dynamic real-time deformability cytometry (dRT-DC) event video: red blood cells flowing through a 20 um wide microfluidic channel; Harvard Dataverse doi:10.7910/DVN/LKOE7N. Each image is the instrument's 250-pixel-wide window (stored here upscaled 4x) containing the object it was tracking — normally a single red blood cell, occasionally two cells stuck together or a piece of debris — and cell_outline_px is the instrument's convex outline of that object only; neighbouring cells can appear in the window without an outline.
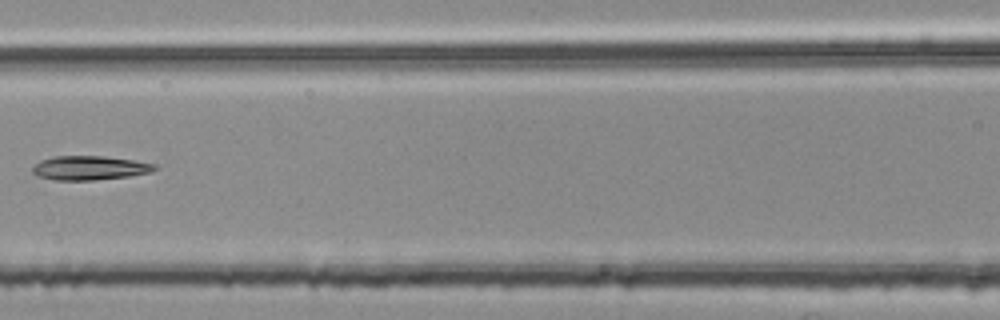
{"species": "common noctule bat (a hibernating species)", "species_latin": "Nyctalus noctula", "temperature_condition": "room temperature", "stored_images_in_passage": 3, "camera_frame_rate_fps": 3000, "um_per_image_px": 0.085, "animal": {"sex": "female", "body_mass_g": 25.1}, "frame": {"image": 1, "passage_image": 3, "time_ms": 0.667, "image_size_px": [1000, 320], "cell_outline_px": [[156, 168], [152, 172], [128, 176], [92, 180], [52, 180], [36, 176], [32, 172], [32, 168], [40, 160], [56, 156], [104, 156], [132, 160], [156, 164]], "centroid_in_image_um": [7.58, 14.27], "position_along_channel_um": 159.0, "area_um2": 17.11}}